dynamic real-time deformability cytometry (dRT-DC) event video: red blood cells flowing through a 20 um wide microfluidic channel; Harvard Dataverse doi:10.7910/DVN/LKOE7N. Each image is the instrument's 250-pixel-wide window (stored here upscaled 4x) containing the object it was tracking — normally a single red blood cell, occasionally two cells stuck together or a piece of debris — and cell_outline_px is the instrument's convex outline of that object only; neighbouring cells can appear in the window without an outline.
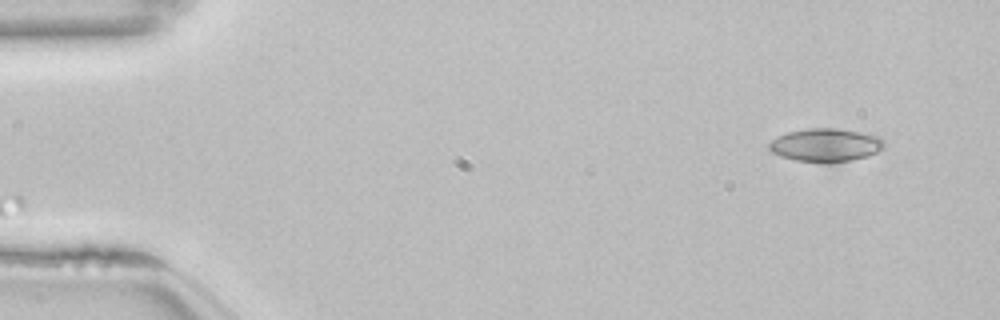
{"species": "common noctule bat (a hibernating species)", "species_latin": "Nyctalus noctula", "temperature_condition": "room temperature", "stored_images_in_passage": 7, "camera_frame_rate_fps": 3000, "um_per_image_px": 0.085, "animal": {"sex": "female", "body_mass_g": 22.7, "forearm_length_mm": 54.2}, "frame": {"image": 1, "passage_image": 1, "time_ms": 0.0, "image_size_px": [1000, 320], "cell_outline_px": [[884, 148], [868, 156], [836, 164], [820, 164], [796, 160], [780, 156], [772, 152], [768, 148], [768, 144], [772, 140], [788, 132], [808, 128], [836, 128], [880, 136], [884, 140]], "centroid_in_image_um": [70.2, 12.36], "position_along_channel_um": 14.8, "area_um2": 22.66}}